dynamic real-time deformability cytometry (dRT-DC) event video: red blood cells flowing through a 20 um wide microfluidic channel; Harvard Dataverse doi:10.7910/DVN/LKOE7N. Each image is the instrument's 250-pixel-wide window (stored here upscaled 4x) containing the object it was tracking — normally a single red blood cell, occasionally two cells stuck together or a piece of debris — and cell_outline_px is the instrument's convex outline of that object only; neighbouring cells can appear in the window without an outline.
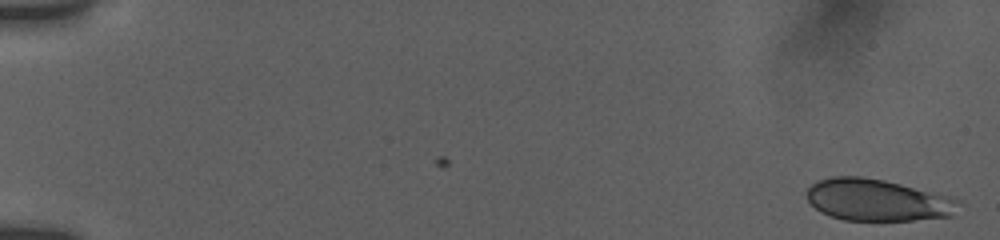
{"species": "human", "species_latin": "Homo sapiens", "temperature_condition": "room temperature", "stored_images_in_passage": 31, "camera_frame_rate_fps": 3000, "um_per_image_px": 0.085, "donor": {"sex": "female"}, "frame": {"image": 1, "passage_image": 1, "time_ms": 0.0, "image_size_px": [1000, 240], "cell_outline_px": [[964, 204], [952, 216], [912, 220], [844, 220], [820, 212], [808, 200], [808, 188], [816, 180], [832, 176], [860, 176], [884, 180], [952, 196], [960, 200]], "centroid_in_image_um": [74.64, 17.0], "position_along_channel_um": 10.4, "area_um2": 37.28}}
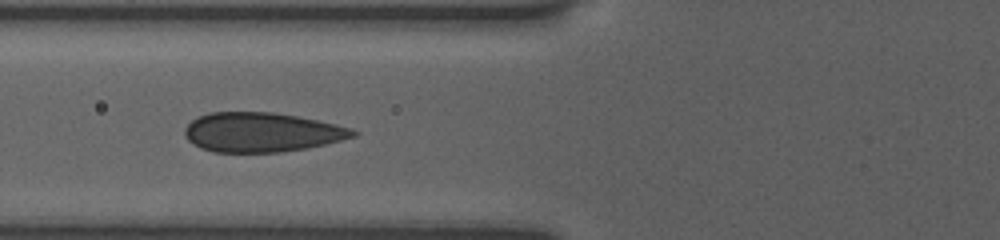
{"frame": {"image": 2, "passage_image": 18, "time_ms": 7.0, "image_size_px": [1000, 240], "cell_outline_px": [[360, 132], [356, 136], [308, 148], [280, 152], [212, 152], [200, 148], [192, 144], [184, 136], [184, 128], [192, 120], [208, 112], [272, 112], [296, 116], [336, 124], [352, 128]], "centroid_in_image_um": [22.22, 11.24], "position_along_channel_um": 103.6, "area_um2": 38.78}}
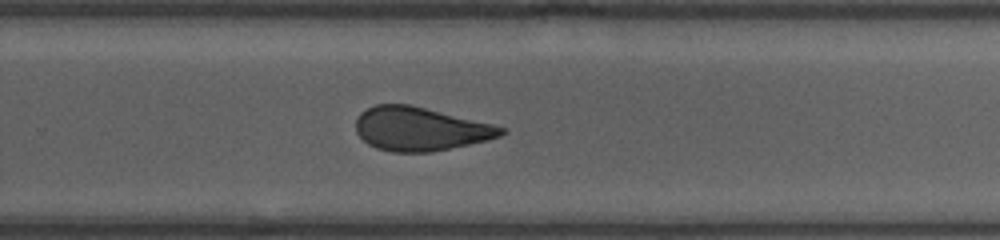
{"frame": {"image": 3, "passage_image": 31, "time_ms": 12.0, "image_size_px": [1000, 240], "cell_outline_px": [[508, 132], [500, 136], [468, 144], [432, 152], [392, 152], [376, 148], [368, 144], [356, 132], [356, 120], [360, 112], [376, 104], [408, 104], [492, 124], [504, 128]], "centroid_in_image_um": [35.67, 10.96], "position_along_channel_um": 294.1, "area_um2": 36.53}}